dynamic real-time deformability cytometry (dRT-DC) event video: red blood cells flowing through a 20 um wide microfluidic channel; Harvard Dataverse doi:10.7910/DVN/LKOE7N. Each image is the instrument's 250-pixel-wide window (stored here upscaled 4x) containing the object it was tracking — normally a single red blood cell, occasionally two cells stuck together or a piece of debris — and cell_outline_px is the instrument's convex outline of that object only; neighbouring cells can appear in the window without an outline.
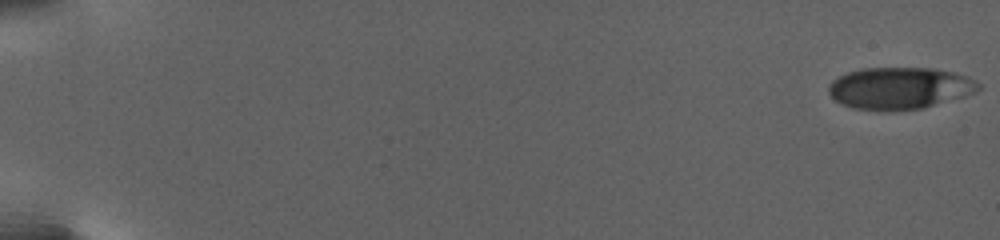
{"species": "human", "species_latin": "Homo sapiens", "temperature_condition": "warm", "stored_images_in_passage": 84, "camera_frame_rate_fps": 3000, "um_per_image_px": 0.085, "donor": {"sex": "female"}, "frame": {"image": 1, "passage_image": 1, "time_ms": 0.0, "image_size_px": [1000, 240], "cell_outline_px": [[980, 88], [976, 92], [964, 96], [920, 108], [852, 108], [836, 100], [828, 92], [828, 84], [832, 80], [848, 72], [860, 68], [932, 68], [952, 72], [968, 76], [976, 80], [980, 84]], "centroid_in_image_um": [76.49, 7.44], "position_along_channel_um": 8.5, "area_um2": 35.66}}
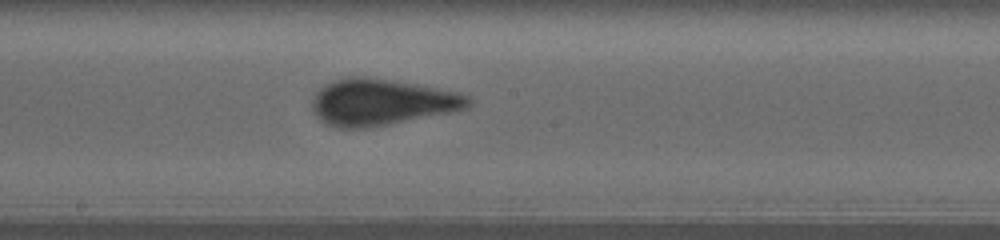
{"frame": {"image": 2, "passage_image": 48, "time_ms": 15.0, "image_size_px": [1000, 240], "cell_outline_px": [[472, 104], [464, 108], [452, 112], [388, 124], [360, 128], [340, 128], [328, 124], [320, 120], [316, 116], [312, 108], [312, 100], [316, 92], [324, 84], [332, 80], [352, 76], [356, 76], [412, 84], [436, 88], [456, 92], [468, 96], [472, 100]], "centroid_in_image_um": [32.38, 8.69], "position_along_channel_um": 215.8, "area_um2": 41.5}}
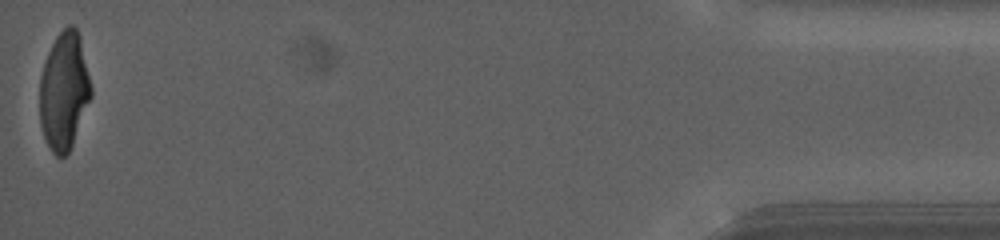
{"frame": {"image": 3, "passage_image": 84, "time_ms": 26.0, "image_size_px": [1000, 240], "cell_outline_px": [[92, 96], [72, 144], [68, 152], [64, 156], [56, 156], [52, 152], [44, 136], [40, 124], [40, 76], [48, 52], [56, 36], [68, 24], [72, 24], [76, 28], [80, 40], [92, 88]], "centroid_in_image_um": [5.44, 7.74], "position_along_channel_um": 429.8, "area_um2": 34.8}, "authors_computed_cell_mechanics": {"area_um2": 37.1654, "velocity_mm_per_s": 2.6933, "shape_relaxation_time_tau1_ms": 6.664, "shape_relaxation_time_tau2_ms": null, "deformation_change_tau1": 0.2151, "deformation_change_tau2": null}}